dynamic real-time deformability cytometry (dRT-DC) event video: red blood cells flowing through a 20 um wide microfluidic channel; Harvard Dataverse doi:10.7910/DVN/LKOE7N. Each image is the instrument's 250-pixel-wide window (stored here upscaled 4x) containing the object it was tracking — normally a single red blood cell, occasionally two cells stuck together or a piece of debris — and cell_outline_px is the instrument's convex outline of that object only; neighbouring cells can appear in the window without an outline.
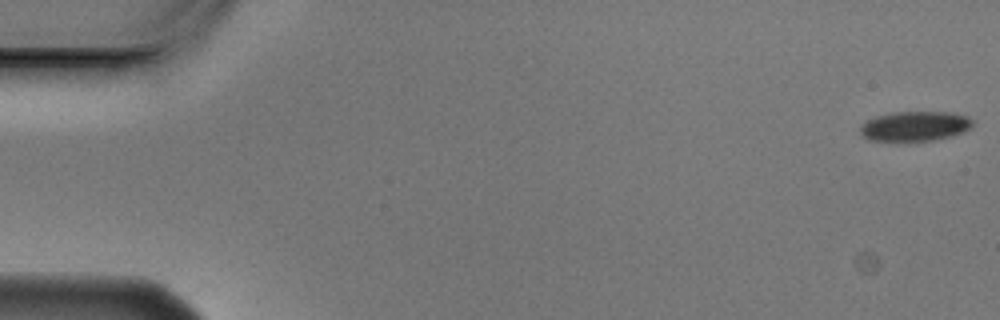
{"species": "Egyptian fruit bat (a non-hibernating species)", "species_latin": "Rousettus aegyptiacus", "temperature_condition": "cold", "stored_images_in_passage": 5, "camera_frame_rate_fps": 3000, "um_per_image_px": 0.085, "animal": {"sex": "male"}, "frame": {"image": 1, "passage_image": 1, "time_ms": 0.0, "image_size_px": [1000, 320], "cell_outline_px": [[972, 124], [968, 128], [952, 136], [932, 140], [868, 140], [860, 132], [860, 128], [868, 120], [876, 116], [892, 112], [952, 112], [964, 116], [972, 120]], "centroid_in_image_um": [77.74, 10.71], "position_along_channel_um": 7.3, "area_um2": 19.02}}
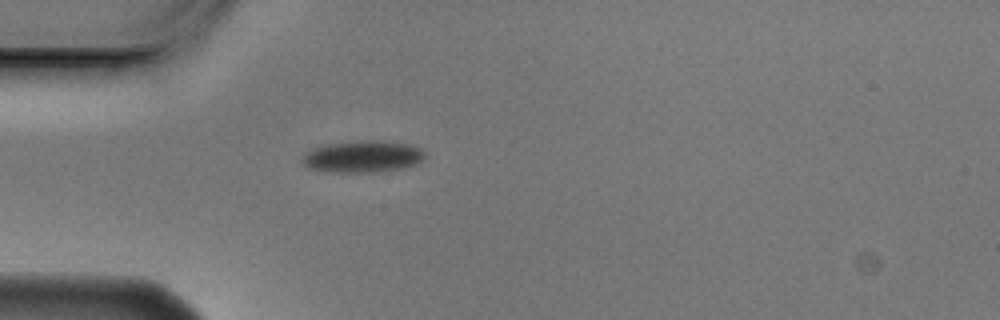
{"frame": {"image": 2, "passage_image": 5, "time_ms": 1.333, "image_size_px": [1000, 320], "cell_outline_px": [[424, 156], [416, 164], [404, 168], [380, 172], [332, 172], [308, 168], [300, 160], [304, 152], [312, 148], [328, 144], [360, 140], [380, 140], [408, 144], [420, 148], [424, 152]], "centroid_in_image_um": [30.79, 13.31], "position_along_channel_um": 54.2, "area_um2": 22.89}}